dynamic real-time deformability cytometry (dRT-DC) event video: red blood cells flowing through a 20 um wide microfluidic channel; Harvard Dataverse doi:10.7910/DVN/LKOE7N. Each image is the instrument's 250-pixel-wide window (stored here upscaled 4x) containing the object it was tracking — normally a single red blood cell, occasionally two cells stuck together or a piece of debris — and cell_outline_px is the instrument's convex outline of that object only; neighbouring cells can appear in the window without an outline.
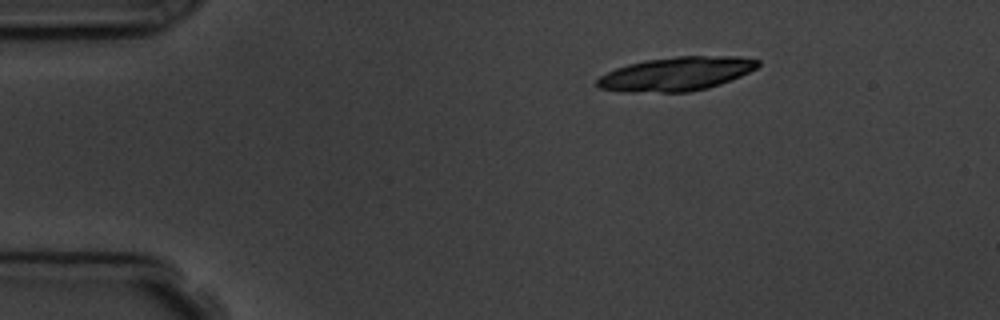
{"species": "common noctule bat (a hibernating species)", "species_latin": "Nyctalus noctula", "temperature_condition": "room temperature", "stored_images_in_passage": 2, "camera_frame_rate_fps": 3000, "um_per_image_px": 0.085, "animal": {"sex": "male", "body_mass_g": 19.5, "forearm_length_mm": 54.6}, "frame": {"image": 1, "passage_image": 1, "time_ms": 0.0, "image_size_px": [1000, 320], "cell_outline_px": [[760, 64], [756, 68], [740, 76], [720, 84], [708, 88], [688, 92], [620, 92], [600, 88], [596, 84], [596, 80], [600, 76], [616, 68], [628, 64], [644, 60], [676, 56], [736, 56], [760, 60]], "centroid_in_image_um": [57.47, 6.28], "position_along_channel_um": 27.5, "area_um2": 31.73}}